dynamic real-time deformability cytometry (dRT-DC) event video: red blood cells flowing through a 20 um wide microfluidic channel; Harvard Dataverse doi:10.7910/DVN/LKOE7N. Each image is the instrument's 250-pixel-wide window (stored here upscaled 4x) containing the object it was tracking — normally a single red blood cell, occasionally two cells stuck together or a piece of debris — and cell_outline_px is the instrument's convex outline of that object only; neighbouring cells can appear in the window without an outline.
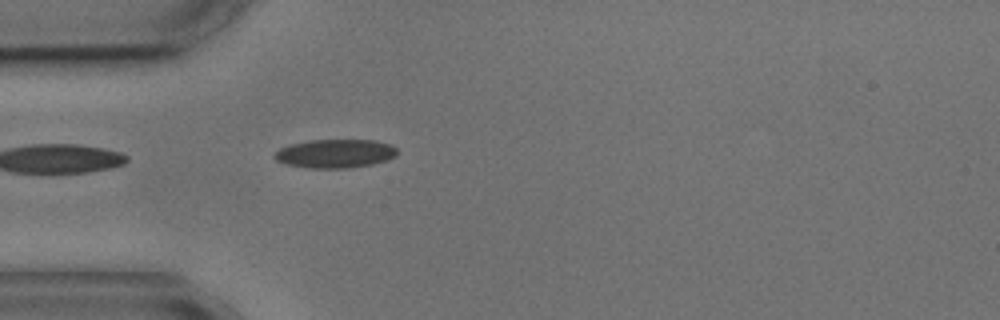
{"species": "common noctule bat (a hibernating species)", "species_latin": "Nyctalus noctula", "temperature_condition": "cold", "stored_images_in_passage": 4, "camera_frame_rate_fps": 3000, "um_per_image_px": 0.085, "animal": {"sex": "male", "body_mass_g": 17.9, "forearm_length_mm": 54.2}, "frame": {"image": 1, "passage_image": 4, "time_ms": 3.333, "image_size_px": [1000, 320], "cell_outline_px": [[396, 156], [388, 160], [372, 164], [344, 168], [312, 168], [284, 164], [276, 160], [272, 156], [280, 148], [288, 144], [308, 140], [376, 140], [392, 144], [396, 148]], "centroid_in_image_um": [28.48, 13.04], "position_along_channel_um": 56.5, "area_um2": 20.63}}